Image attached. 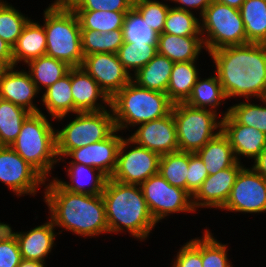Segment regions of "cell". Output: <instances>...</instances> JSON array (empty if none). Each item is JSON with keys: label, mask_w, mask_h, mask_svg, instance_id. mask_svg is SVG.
<instances>
[{"label": "cell", "mask_w": 266, "mask_h": 267, "mask_svg": "<svg viewBox=\"0 0 266 267\" xmlns=\"http://www.w3.org/2000/svg\"><path fill=\"white\" fill-rule=\"evenodd\" d=\"M223 91L230 98L257 99L266 94V44L248 43L208 53ZM215 64V65H214Z\"/></svg>", "instance_id": "1"}, {"label": "cell", "mask_w": 266, "mask_h": 267, "mask_svg": "<svg viewBox=\"0 0 266 267\" xmlns=\"http://www.w3.org/2000/svg\"><path fill=\"white\" fill-rule=\"evenodd\" d=\"M43 191L42 201L48 207L47 217L55 228H59V235L68 231L88 239L109 234L105 203L101 194L67 191L54 178L45 181Z\"/></svg>", "instance_id": "2"}, {"label": "cell", "mask_w": 266, "mask_h": 267, "mask_svg": "<svg viewBox=\"0 0 266 267\" xmlns=\"http://www.w3.org/2000/svg\"><path fill=\"white\" fill-rule=\"evenodd\" d=\"M110 235L128 234L146 242L157 223L153 219L140 185L124 184L108 178L102 192Z\"/></svg>", "instance_id": "3"}, {"label": "cell", "mask_w": 266, "mask_h": 267, "mask_svg": "<svg viewBox=\"0 0 266 267\" xmlns=\"http://www.w3.org/2000/svg\"><path fill=\"white\" fill-rule=\"evenodd\" d=\"M43 10L46 35V56L81 67L84 55L81 43V28L75 12L63 1L52 0Z\"/></svg>", "instance_id": "4"}, {"label": "cell", "mask_w": 266, "mask_h": 267, "mask_svg": "<svg viewBox=\"0 0 266 267\" xmlns=\"http://www.w3.org/2000/svg\"><path fill=\"white\" fill-rule=\"evenodd\" d=\"M173 105L166 93L140 87L132 80L110 99L115 126L121 133L169 115Z\"/></svg>", "instance_id": "5"}, {"label": "cell", "mask_w": 266, "mask_h": 267, "mask_svg": "<svg viewBox=\"0 0 266 267\" xmlns=\"http://www.w3.org/2000/svg\"><path fill=\"white\" fill-rule=\"evenodd\" d=\"M54 121L46 113H30L23 121L17 139L10 146L46 180L54 178L52 171L59 165Z\"/></svg>", "instance_id": "6"}, {"label": "cell", "mask_w": 266, "mask_h": 267, "mask_svg": "<svg viewBox=\"0 0 266 267\" xmlns=\"http://www.w3.org/2000/svg\"><path fill=\"white\" fill-rule=\"evenodd\" d=\"M62 128L56 129V152L64 157L70 150L108 138L115 130L111 107L102 111L77 112Z\"/></svg>", "instance_id": "7"}, {"label": "cell", "mask_w": 266, "mask_h": 267, "mask_svg": "<svg viewBox=\"0 0 266 267\" xmlns=\"http://www.w3.org/2000/svg\"><path fill=\"white\" fill-rule=\"evenodd\" d=\"M172 115L182 152L196 153L222 131V116L208 109L181 102L173 105Z\"/></svg>", "instance_id": "8"}, {"label": "cell", "mask_w": 266, "mask_h": 267, "mask_svg": "<svg viewBox=\"0 0 266 267\" xmlns=\"http://www.w3.org/2000/svg\"><path fill=\"white\" fill-rule=\"evenodd\" d=\"M200 32L207 54L220 48L247 44L240 11L216 0L201 15Z\"/></svg>", "instance_id": "9"}, {"label": "cell", "mask_w": 266, "mask_h": 267, "mask_svg": "<svg viewBox=\"0 0 266 267\" xmlns=\"http://www.w3.org/2000/svg\"><path fill=\"white\" fill-rule=\"evenodd\" d=\"M140 187L157 224L172 214L196 213L192 196L186 190L169 184L159 173L148 178Z\"/></svg>", "instance_id": "10"}, {"label": "cell", "mask_w": 266, "mask_h": 267, "mask_svg": "<svg viewBox=\"0 0 266 267\" xmlns=\"http://www.w3.org/2000/svg\"><path fill=\"white\" fill-rule=\"evenodd\" d=\"M126 137V138H125ZM160 155L123 137L117 155V165L111 179L132 185H141L159 173Z\"/></svg>", "instance_id": "11"}, {"label": "cell", "mask_w": 266, "mask_h": 267, "mask_svg": "<svg viewBox=\"0 0 266 267\" xmlns=\"http://www.w3.org/2000/svg\"><path fill=\"white\" fill-rule=\"evenodd\" d=\"M220 210L234 214L266 213V179L252 167L244 166L239 171L230 195Z\"/></svg>", "instance_id": "12"}, {"label": "cell", "mask_w": 266, "mask_h": 267, "mask_svg": "<svg viewBox=\"0 0 266 267\" xmlns=\"http://www.w3.org/2000/svg\"><path fill=\"white\" fill-rule=\"evenodd\" d=\"M45 181L46 179L10 146H0V183L17 198L36 196L39 188L45 186Z\"/></svg>", "instance_id": "13"}, {"label": "cell", "mask_w": 266, "mask_h": 267, "mask_svg": "<svg viewBox=\"0 0 266 267\" xmlns=\"http://www.w3.org/2000/svg\"><path fill=\"white\" fill-rule=\"evenodd\" d=\"M81 67L111 99L131 81L116 53H94L84 56Z\"/></svg>", "instance_id": "14"}, {"label": "cell", "mask_w": 266, "mask_h": 267, "mask_svg": "<svg viewBox=\"0 0 266 267\" xmlns=\"http://www.w3.org/2000/svg\"><path fill=\"white\" fill-rule=\"evenodd\" d=\"M118 132L120 131L116 129L108 138L70 150L64 157H58V159L71 158L67 164L91 166L111 178L117 165L119 146L124 137L123 133L119 134Z\"/></svg>", "instance_id": "15"}, {"label": "cell", "mask_w": 266, "mask_h": 267, "mask_svg": "<svg viewBox=\"0 0 266 267\" xmlns=\"http://www.w3.org/2000/svg\"><path fill=\"white\" fill-rule=\"evenodd\" d=\"M133 130L131 135H127L131 140L160 156L179 151L172 112L163 118L139 124Z\"/></svg>", "instance_id": "16"}, {"label": "cell", "mask_w": 266, "mask_h": 267, "mask_svg": "<svg viewBox=\"0 0 266 267\" xmlns=\"http://www.w3.org/2000/svg\"><path fill=\"white\" fill-rule=\"evenodd\" d=\"M246 164L236 162L232 167L220 170L214 175H209L198 191L192 196L194 210L208 208L220 210L226 203L239 171Z\"/></svg>", "instance_id": "17"}, {"label": "cell", "mask_w": 266, "mask_h": 267, "mask_svg": "<svg viewBox=\"0 0 266 267\" xmlns=\"http://www.w3.org/2000/svg\"><path fill=\"white\" fill-rule=\"evenodd\" d=\"M40 92L32 81L26 68L21 70L17 66L9 67L0 78V98L24 108L30 113H38L41 110L35 102Z\"/></svg>", "instance_id": "18"}, {"label": "cell", "mask_w": 266, "mask_h": 267, "mask_svg": "<svg viewBox=\"0 0 266 267\" xmlns=\"http://www.w3.org/2000/svg\"><path fill=\"white\" fill-rule=\"evenodd\" d=\"M222 132L228 138L237 162L241 158L253 162L266 147V135L243 124H238L229 114L222 117Z\"/></svg>", "instance_id": "19"}, {"label": "cell", "mask_w": 266, "mask_h": 267, "mask_svg": "<svg viewBox=\"0 0 266 267\" xmlns=\"http://www.w3.org/2000/svg\"><path fill=\"white\" fill-rule=\"evenodd\" d=\"M71 92L74 113L95 112L110 108V98L82 68H71Z\"/></svg>", "instance_id": "20"}, {"label": "cell", "mask_w": 266, "mask_h": 267, "mask_svg": "<svg viewBox=\"0 0 266 267\" xmlns=\"http://www.w3.org/2000/svg\"><path fill=\"white\" fill-rule=\"evenodd\" d=\"M47 218L43 224L30 228L28 231H20L18 236V244L21 257L24 260L38 261L47 263L46 259L56 246L57 230L52 221Z\"/></svg>", "instance_id": "21"}, {"label": "cell", "mask_w": 266, "mask_h": 267, "mask_svg": "<svg viewBox=\"0 0 266 267\" xmlns=\"http://www.w3.org/2000/svg\"><path fill=\"white\" fill-rule=\"evenodd\" d=\"M65 161V162H64ZM59 164L65 163L66 179L59 177L54 179L67 191L73 193H85L91 195L102 194L108 177L98 169L83 164H67L66 159H59Z\"/></svg>", "instance_id": "22"}, {"label": "cell", "mask_w": 266, "mask_h": 267, "mask_svg": "<svg viewBox=\"0 0 266 267\" xmlns=\"http://www.w3.org/2000/svg\"><path fill=\"white\" fill-rule=\"evenodd\" d=\"M205 50L202 36H177L168 33L157 35V53L172 62L197 61Z\"/></svg>", "instance_id": "23"}, {"label": "cell", "mask_w": 266, "mask_h": 267, "mask_svg": "<svg viewBox=\"0 0 266 267\" xmlns=\"http://www.w3.org/2000/svg\"><path fill=\"white\" fill-rule=\"evenodd\" d=\"M40 94H42L40 101L45 107L47 116L58 123L61 121V124L68 116L69 119L72 118L70 116L74 114V101L71 92V69L67 75Z\"/></svg>", "instance_id": "24"}, {"label": "cell", "mask_w": 266, "mask_h": 267, "mask_svg": "<svg viewBox=\"0 0 266 267\" xmlns=\"http://www.w3.org/2000/svg\"><path fill=\"white\" fill-rule=\"evenodd\" d=\"M46 54L45 29L39 21L30 19L12 47L14 66H22ZM19 63V64H18Z\"/></svg>", "instance_id": "25"}, {"label": "cell", "mask_w": 266, "mask_h": 267, "mask_svg": "<svg viewBox=\"0 0 266 267\" xmlns=\"http://www.w3.org/2000/svg\"><path fill=\"white\" fill-rule=\"evenodd\" d=\"M227 100L223 87L221 86L217 75L213 72V75L211 73L208 78H203L202 75L198 78L185 103L195 108L208 109L217 112L224 117L229 113V107L222 112L219 108L227 103Z\"/></svg>", "instance_id": "26"}, {"label": "cell", "mask_w": 266, "mask_h": 267, "mask_svg": "<svg viewBox=\"0 0 266 267\" xmlns=\"http://www.w3.org/2000/svg\"><path fill=\"white\" fill-rule=\"evenodd\" d=\"M197 62L199 61L174 62L166 91L174 104L185 102L190 96L201 75Z\"/></svg>", "instance_id": "27"}, {"label": "cell", "mask_w": 266, "mask_h": 267, "mask_svg": "<svg viewBox=\"0 0 266 267\" xmlns=\"http://www.w3.org/2000/svg\"><path fill=\"white\" fill-rule=\"evenodd\" d=\"M173 64L166 56L157 53L131 80L140 87L166 93Z\"/></svg>", "instance_id": "28"}, {"label": "cell", "mask_w": 266, "mask_h": 267, "mask_svg": "<svg viewBox=\"0 0 266 267\" xmlns=\"http://www.w3.org/2000/svg\"><path fill=\"white\" fill-rule=\"evenodd\" d=\"M206 166L209 175L232 167L237 161L228 138L221 131L196 152Z\"/></svg>", "instance_id": "29"}, {"label": "cell", "mask_w": 266, "mask_h": 267, "mask_svg": "<svg viewBox=\"0 0 266 267\" xmlns=\"http://www.w3.org/2000/svg\"><path fill=\"white\" fill-rule=\"evenodd\" d=\"M26 67H28L26 71L41 93L67 75L72 68L67 63L46 55L31 60Z\"/></svg>", "instance_id": "30"}, {"label": "cell", "mask_w": 266, "mask_h": 267, "mask_svg": "<svg viewBox=\"0 0 266 267\" xmlns=\"http://www.w3.org/2000/svg\"><path fill=\"white\" fill-rule=\"evenodd\" d=\"M248 43L266 44V0H245L239 9Z\"/></svg>", "instance_id": "31"}, {"label": "cell", "mask_w": 266, "mask_h": 267, "mask_svg": "<svg viewBox=\"0 0 266 267\" xmlns=\"http://www.w3.org/2000/svg\"><path fill=\"white\" fill-rule=\"evenodd\" d=\"M123 29L101 33L98 30H81V43L83 55L94 53H118L124 44Z\"/></svg>", "instance_id": "32"}, {"label": "cell", "mask_w": 266, "mask_h": 267, "mask_svg": "<svg viewBox=\"0 0 266 267\" xmlns=\"http://www.w3.org/2000/svg\"><path fill=\"white\" fill-rule=\"evenodd\" d=\"M29 111L0 98V146H11L19 135Z\"/></svg>", "instance_id": "33"}, {"label": "cell", "mask_w": 266, "mask_h": 267, "mask_svg": "<svg viewBox=\"0 0 266 267\" xmlns=\"http://www.w3.org/2000/svg\"><path fill=\"white\" fill-rule=\"evenodd\" d=\"M252 100L244 99L241 102L237 99L236 104L230 105L228 114L238 124L253 127L266 135V101L263 98L257 99V102H260L255 104Z\"/></svg>", "instance_id": "34"}, {"label": "cell", "mask_w": 266, "mask_h": 267, "mask_svg": "<svg viewBox=\"0 0 266 267\" xmlns=\"http://www.w3.org/2000/svg\"><path fill=\"white\" fill-rule=\"evenodd\" d=\"M189 152L177 151L160 156L159 174L172 186L187 191Z\"/></svg>", "instance_id": "35"}, {"label": "cell", "mask_w": 266, "mask_h": 267, "mask_svg": "<svg viewBox=\"0 0 266 267\" xmlns=\"http://www.w3.org/2000/svg\"><path fill=\"white\" fill-rule=\"evenodd\" d=\"M81 30H98L101 33L123 29L128 12L116 11H74Z\"/></svg>", "instance_id": "36"}, {"label": "cell", "mask_w": 266, "mask_h": 267, "mask_svg": "<svg viewBox=\"0 0 266 267\" xmlns=\"http://www.w3.org/2000/svg\"><path fill=\"white\" fill-rule=\"evenodd\" d=\"M157 54V43L135 44L124 42L118 50V57L131 77Z\"/></svg>", "instance_id": "37"}, {"label": "cell", "mask_w": 266, "mask_h": 267, "mask_svg": "<svg viewBox=\"0 0 266 267\" xmlns=\"http://www.w3.org/2000/svg\"><path fill=\"white\" fill-rule=\"evenodd\" d=\"M31 17L21 12L12 3L0 6V37L13 47L21 35L24 26Z\"/></svg>", "instance_id": "38"}, {"label": "cell", "mask_w": 266, "mask_h": 267, "mask_svg": "<svg viewBox=\"0 0 266 267\" xmlns=\"http://www.w3.org/2000/svg\"><path fill=\"white\" fill-rule=\"evenodd\" d=\"M210 228L206 226L202 235V266L203 267H233L228 254V243H222L214 237Z\"/></svg>", "instance_id": "39"}, {"label": "cell", "mask_w": 266, "mask_h": 267, "mask_svg": "<svg viewBox=\"0 0 266 267\" xmlns=\"http://www.w3.org/2000/svg\"><path fill=\"white\" fill-rule=\"evenodd\" d=\"M164 33L177 36H202L200 32V18L192 12L169 8Z\"/></svg>", "instance_id": "40"}, {"label": "cell", "mask_w": 266, "mask_h": 267, "mask_svg": "<svg viewBox=\"0 0 266 267\" xmlns=\"http://www.w3.org/2000/svg\"><path fill=\"white\" fill-rule=\"evenodd\" d=\"M123 33L127 43H157L158 34L144 22L134 7L126 14Z\"/></svg>", "instance_id": "41"}, {"label": "cell", "mask_w": 266, "mask_h": 267, "mask_svg": "<svg viewBox=\"0 0 266 267\" xmlns=\"http://www.w3.org/2000/svg\"><path fill=\"white\" fill-rule=\"evenodd\" d=\"M163 0H134V8L143 17L144 22L157 34L163 33L165 20L171 4Z\"/></svg>", "instance_id": "42"}, {"label": "cell", "mask_w": 266, "mask_h": 267, "mask_svg": "<svg viewBox=\"0 0 266 267\" xmlns=\"http://www.w3.org/2000/svg\"><path fill=\"white\" fill-rule=\"evenodd\" d=\"M73 11L129 12L134 0H63Z\"/></svg>", "instance_id": "43"}, {"label": "cell", "mask_w": 266, "mask_h": 267, "mask_svg": "<svg viewBox=\"0 0 266 267\" xmlns=\"http://www.w3.org/2000/svg\"><path fill=\"white\" fill-rule=\"evenodd\" d=\"M175 255L173 256L175 258L171 260L170 267H203L202 235L183 243Z\"/></svg>", "instance_id": "44"}, {"label": "cell", "mask_w": 266, "mask_h": 267, "mask_svg": "<svg viewBox=\"0 0 266 267\" xmlns=\"http://www.w3.org/2000/svg\"><path fill=\"white\" fill-rule=\"evenodd\" d=\"M187 192L193 196L209 176L206 166L196 153L189 152Z\"/></svg>", "instance_id": "45"}, {"label": "cell", "mask_w": 266, "mask_h": 267, "mask_svg": "<svg viewBox=\"0 0 266 267\" xmlns=\"http://www.w3.org/2000/svg\"><path fill=\"white\" fill-rule=\"evenodd\" d=\"M21 260L18 241L0 242V267H18Z\"/></svg>", "instance_id": "46"}, {"label": "cell", "mask_w": 266, "mask_h": 267, "mask_svg": "<svg viewBox=\"0 0 266 267\" xmlns=\"http://www.w3.org/2000/svg\"><path fill=\"white\" fill-rule=\"evenodd\" d=\"M212 1L213 0H170V3L173 2L175 5L172 7L176 9H181L192 13L195 11L194 13L196 14L198 12V17L200 18Z\"/></svg>", "instance_id": "47"}, {"label": "cell", "mask_w": 266, "mask_h": 267, "mask_svg": "<svg viewBox=\"0 0 266 267\" xmlns=\"http://www.w3.org/2000/svg\"><path fill=\"white\" fill-rule=\"evenodd\" d=\"M11 224L0 221V242L3 241H18L20 231H14ZM13 229V230H12Z\"/></svg>", "instance_id": "48"}, {"label": "cell", "mask_w": 266, "mask_h": 267, "mask_svg": "<svg viewBox=\"0 0 266 267\" xmlns=\"http://www.w3.org/2000/svg\"><path fill=\"white\" fill-rule=\"evenodd\" d=\"M0 60L8 67H13L12 47L0 37Z\"/></svg>", "instance_id": "49"}, {"label": "cell", "mask_w": 266, "mask_h": 267, "mask_svg": "<svg viewBox=\"0 0 266 267\" xmlns=\"http://www.w3.org/2000/svg\"><path fill=\"white\" fill-rule=\"evenodd\" d=\"M259 175L266 179V147L252 162L251 166Z\"/></svg>", "instance_id": "50"}, {"label": "cell", "mask_w": 266, "mask_h": 267, "mask_svg": "<svg viewBox=\"0 0 266 267\" xmlns=\"http://www.w3.org/2000/svg\"><path fill=\"white\" fill-rule=\"evenodd\" d=\"M18 267H47L46 263L22 259Z\"/></svg>", "instance_id": "51"}, {"label": "cell", "mask_w": 266, "mask_h": 267, "mask_svg": "<svg viewBox=\"0 0 266 267\" xmlns=\"http://www.w3.org/2000/svg\"><path fill=\"white\" fill-rule=\"evenodd\" d=\"M216 1L239 10L240 7L242 6V3L245 0H216Z\"/></svg>", "instance_id": "52"}, {"label": "cell", "mask_w": 266, "mask_h": 267, "mask_svg": "<svg viewBox=\"0 0 266 267\" xmlns=\"http://www.w3.org/2000/svg\"><path fill=\"white\" fill-rule=\"evenodd\" d=\"M9 67L0 60V78Z\"/></svg>", "instance_id": "53"}, {"label": "cell", "mask_w": 266, "mask_h": 267, "mask_svg": "<svg viewBox=\"0 0 266 267\" xmlns=\"http://www.w3.org/2000/svg\"><path fill=\"white\" fill-rule=\"evenodd\" d=\"M7 2L8 1H6V0L5 1L4 0H0V6L3 5V4H5V3H7Z\"/></svg>", "instance_id": "54"}]
</instances>
